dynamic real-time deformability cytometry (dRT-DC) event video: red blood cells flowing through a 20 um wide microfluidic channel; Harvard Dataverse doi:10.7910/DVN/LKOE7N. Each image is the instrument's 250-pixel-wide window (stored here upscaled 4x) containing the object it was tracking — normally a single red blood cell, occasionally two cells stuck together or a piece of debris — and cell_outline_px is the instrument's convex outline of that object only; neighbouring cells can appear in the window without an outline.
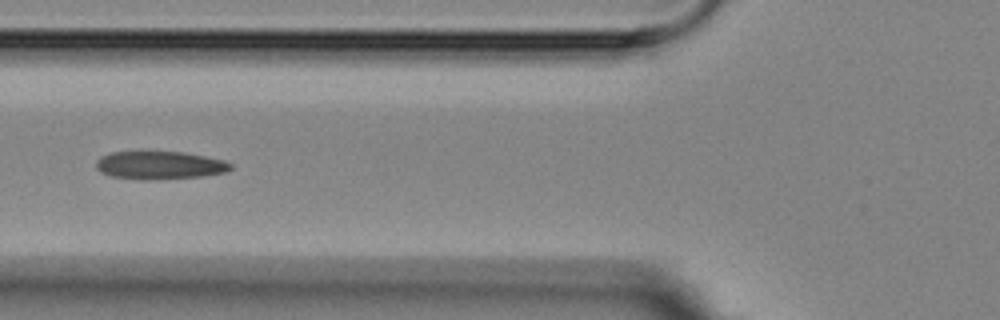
{"species": "Egyptian fruit bat (a non-hibernating species)", "species_latin": "Rousettus aegyptiacus", "temperature_condition": "room temperature", "stored_images_in_passage": 9, "camera_frame_rate_fps": 3000, "um_per_image_px": 0.085, "animal": {"sex": "female"}, "frame": {"image": 1, "passage_image": 6, "time_ms": 6.667, "image_size_px": [1000, 320], "cell_outline_px": [[232, 168], [224, 172], [204, 176], [148, 180], [144, 180], [112, 176], [100, 172], [96, 168], [96, 160], [100, 156], [112, 152], [184, 152], [224, 160], [232, 164]], "centroid_in_image_um": [13.56, 14.05], "position_along_channel_um": 112.2, "area_um2": 21.91}}
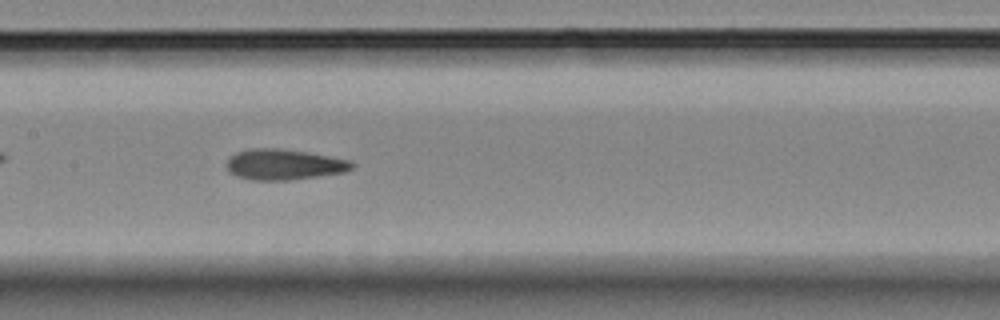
{"frame": {"image": 2, "passage_image": 8, "time_ms": 8.667, "image_size_px": [1000, 320], "cell_outline_px": [[356, 164], [352, 168], [344, 172], [292, 180], [248, 180], [236, 176], [228, 172], [224, 164], [236, 152], [248, 148], [280, 148], [308, 152], [352, 160]], "centroid_in_image_um": [24.12, 13.98], "position_along_channel_um": 183.3, "area_um2": 22.77}}
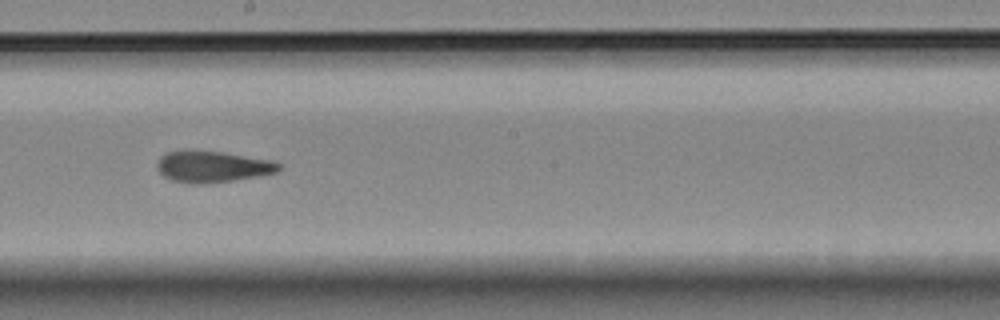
{"frame": {"image": 3, "passage_image": 9, "time_ms": 10.0, "image_size_px": [1000, 320], "cell_outline_px": [[280, 168], [276, 172], [256, 176], [232, 180], [200, 184], [192, 184], [172, 180], [164, 176], [156, 168], [156, 164], [160, 156], [168, 152], [180, 148], [192, 148], [220, 152], [272, 160], [280, 164]], "centroid_in_image_um": [17.97, 14.13], "position_along_channel_um": 230.2, "area_um2": 22.48}}